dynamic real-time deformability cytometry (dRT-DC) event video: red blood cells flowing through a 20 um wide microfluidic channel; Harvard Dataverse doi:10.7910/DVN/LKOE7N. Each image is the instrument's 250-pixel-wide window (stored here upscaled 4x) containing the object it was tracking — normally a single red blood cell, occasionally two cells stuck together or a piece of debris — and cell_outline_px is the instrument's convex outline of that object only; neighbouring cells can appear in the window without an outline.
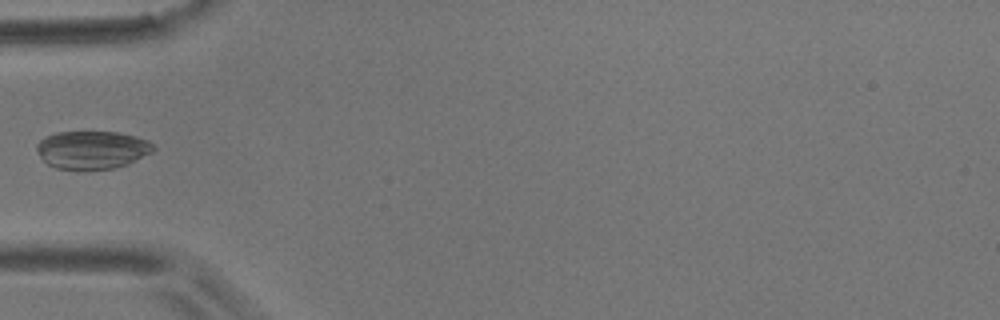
{"species": "common noctule bat (a hibernating species)", "species_latin": "Nyctalus noctula", "temperature_condition": "room temperature", "stored_images_in_passage": 5, "camera_frame_rate_fps": 3000, "um_per_image_px": 0.085, "animal": {"sex": "male", "body_mass_g": 17.9}, "frame": {"image": 1, "passage_image": 5, "time_ms": 5.333, "image_size_px": [1000, 320], "cell_outline_px": [[156, 148], [152, 152], [128, 164], [116, 168], [88, 172], [84, 172], [56, 168], [48, 164], [40, 156], [36, 148], [36, 144], [44, 136], [56, 132], [120, 132], [136, 136], [148, 140]], "centroid_in_image_um": [7.82, 12.77], "position_along_channel_um": 77.2, "area_um2": 26.59}}